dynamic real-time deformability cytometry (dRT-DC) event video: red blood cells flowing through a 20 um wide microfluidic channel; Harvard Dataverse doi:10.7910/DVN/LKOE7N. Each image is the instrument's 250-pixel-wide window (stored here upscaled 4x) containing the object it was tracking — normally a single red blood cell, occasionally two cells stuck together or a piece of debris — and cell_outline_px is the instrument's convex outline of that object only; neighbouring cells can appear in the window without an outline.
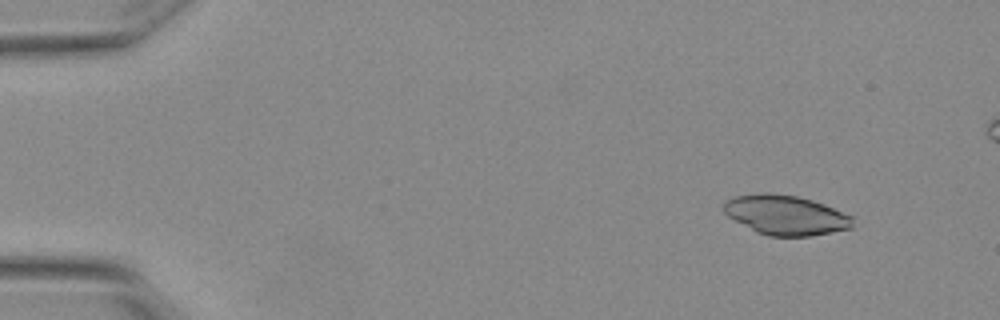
{"species": "Egyptian fruit bat (a non-hibernating species)", "species_latin": "Rousettus aegyptiacus", "temperature_condition": "warm", "stored_images_in_passage": 4, "camera_frame_rate_fps": 3000, "um_per_image_px": 0.085, "animal": {"sex": "female"}, "frame": {"image": 1, "passage_image": 1, "time_ms": 0.0, "image_size_px": [1000, 320], "cell_outline_px": [[852, 228], [812, 236], [768, 236], [756, 232], [728, 216], [724, 212], [724, 200], [736, 196], [764, 192], [768, 192], [796, 196], [812, 200], [824, 204], [852, 216]], "centroid_in_image_um": [66.77, 18.28], "position_along_channel_um": 18.2, "area_um2": 29.77}}